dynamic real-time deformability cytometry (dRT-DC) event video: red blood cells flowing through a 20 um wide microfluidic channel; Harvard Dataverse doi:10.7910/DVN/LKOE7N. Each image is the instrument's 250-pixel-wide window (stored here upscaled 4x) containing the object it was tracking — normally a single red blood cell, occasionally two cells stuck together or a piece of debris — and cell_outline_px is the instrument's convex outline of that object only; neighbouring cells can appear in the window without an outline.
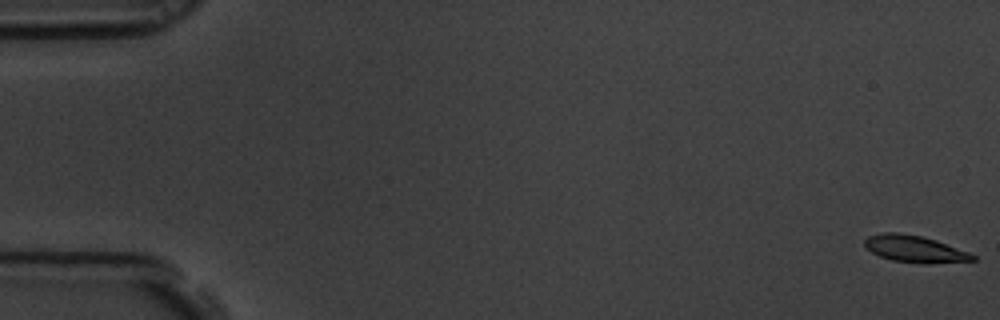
{"species": "common noctule bat (a hibernating species)", "species_latin": "Nyctalus noctula", "temperature_condition": "room temperature", "stored_images_in_passage": 6, "camera_frame_rate_fps": 3000, "um_per_image_px": 0.085, "animal": {"sex": "male", "body_mass_g": 19.5, "forearm_length_mm": 54.6}, "frame": {"image": 1, "passage_image": 1, "time_ms": 0.0, "image_size_px": [1000, 320], "cell_outline_px": [[976, 260], [924, 264], [892, 260], [880, 256], [872, 252], [864, 244], [864, 240], [868, 236], [884, 232], [896, 232], [920, 236], [936, 240], [968, 252], [976, 256]], "centroid_in_image_um": [77.74, 21.16], "position_along_channel_um": 7.3, "area_um2": 16.7}}